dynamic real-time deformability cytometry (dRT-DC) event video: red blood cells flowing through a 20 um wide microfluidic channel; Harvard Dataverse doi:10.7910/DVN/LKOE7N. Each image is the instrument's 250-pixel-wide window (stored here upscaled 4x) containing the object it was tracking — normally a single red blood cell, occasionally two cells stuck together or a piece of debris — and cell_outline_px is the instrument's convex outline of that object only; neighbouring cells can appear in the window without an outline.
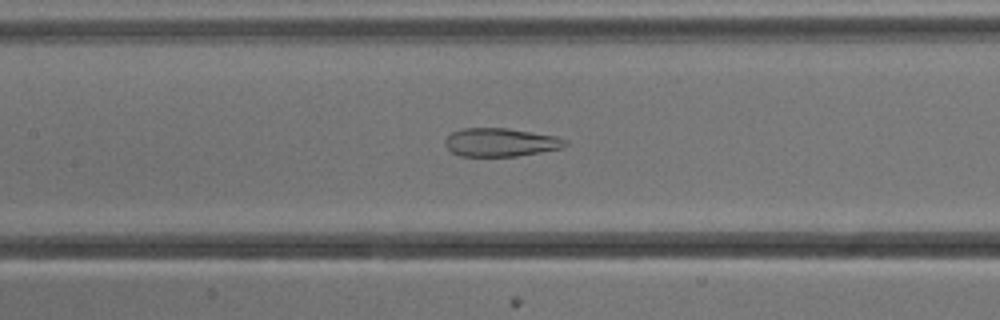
{"species": "common noctule bat (a hibernating species)", "species_latin": "Nyctalus noctula", "temperature_condition": "cold", "stored_images_in_passage": 53, "camera_frame_rate_fps": 3000, "um_per_image_px": 0.085, "animal": {"sex": "male", "body_mass_g": 13.3}, "frame": {"image": 1, "passage_image": 24, "time_ms": 7.667, "image_size_px": [1000, 320], "cell_outline_px": [[568, 144], [564, 148], [516, 156], [460, 156], [452, 152], [444, 144], [444, 140], [452, 132], [460, 128], [508, 128], [556, 136], [564, 140]], "centroid_in_image_um": [42.53, 12.09], "position_along_channel_um": 164.9, "area_um2": 19.88}}
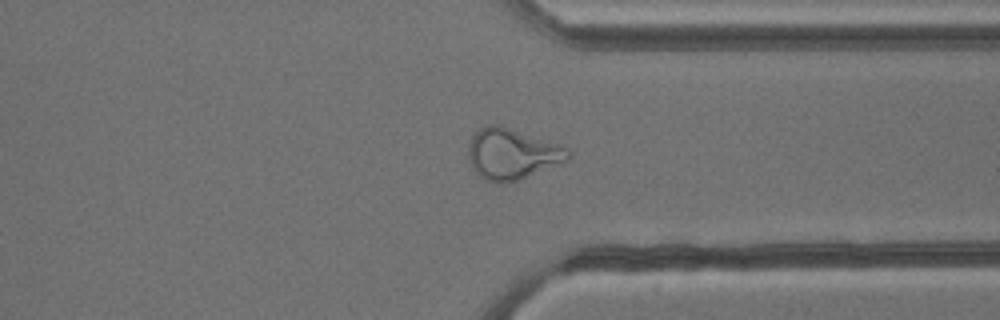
{"frame": {"image": 2, "passage_image": 40, "time_ms": 13.0, "image_size_px": [1000, 320], "cell_outline_px": [[572, 156], [568, 160], [516, 180], [500, 184], [488, 180], [480, 176], [472, 168], [468, 156], [468, 144], [472, 136], [480, 128], [488, 124], [500, 124], [568, 148]], "centroid_in_image_um": [43.49, 13.06], "position_along_channel_um": 367.9, "area_um2": 29.25}}
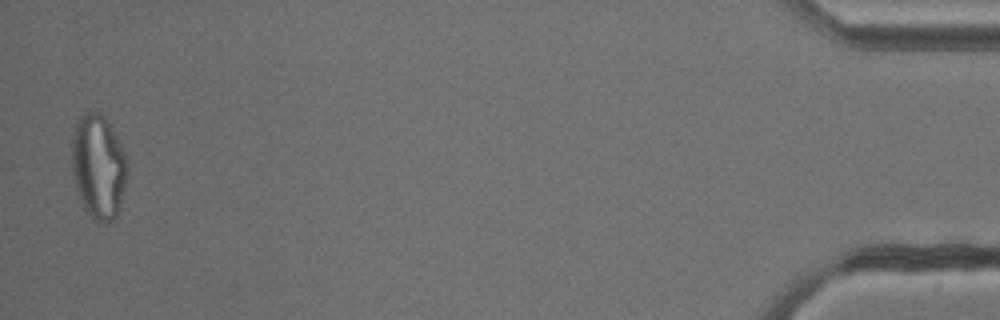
{"frame": {"image": 3, "passage_image": 52, "time_ms": 17.0, "image_size_px": [1000, 320], "cell_outline_px": [[128, 168], [120, 208], [116, 216], [108, 224], [104, 224], [92, 220], [84, 208], [80, 200], [76, 188], [72, 172], [72, 132], [80, 116], [88, 108], [104, 116], [108, 120], [124, 152], [128, 164]], "centroid_in_image_um": [8.35, 14.17], "position_along_channel_um": 426.8, "area_um2": 34.22}, "authors_computed_cell_mechanics": {"area_um2": 29.2468, "velocity_mm_per_s": 3.8394, "shape_relaxation_time_tau1_ms": null, "shape_relaxation_time_tau2_ms": 1.3642, "deformation_change_tau1": null, "deformation_change_tau2": 0.1028}}